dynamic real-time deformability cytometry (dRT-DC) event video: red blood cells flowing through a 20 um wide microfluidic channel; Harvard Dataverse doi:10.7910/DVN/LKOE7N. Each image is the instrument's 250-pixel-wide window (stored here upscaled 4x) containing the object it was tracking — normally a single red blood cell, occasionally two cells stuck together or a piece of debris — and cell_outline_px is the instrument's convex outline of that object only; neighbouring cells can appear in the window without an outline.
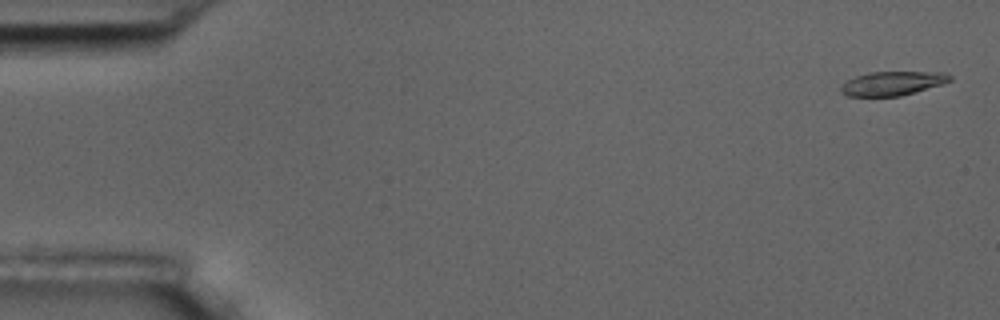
{"species": "common noctule bat (a hibernating species)", "species_latin": "Nyctalus noctula", "temperature_condition": "room temperature", "stored_images_in_passage": 4, "camera_frame_rate_fps": 3000, "um_per_image_px": 0.085, "animal": {"sex": "male", "body_mass_g": 17.5, "forearm_length_mm": 52.3}, "frame": {"image": 1, "passage_image": 1, "time_ms": 0.0, "image_size_px": [1000, 320], "cell_outline_px": [[952, 80], [944, 84], [916, 92], [900, 96], [848, 96], [840, 92], [840, 84], [856, 76], [868, 72], [944, 72], [952, 76]], "centroid_in_image_um": [75.87, 7.09], "position_along_channel_um": 9.1, "area_um2": 15.43}}
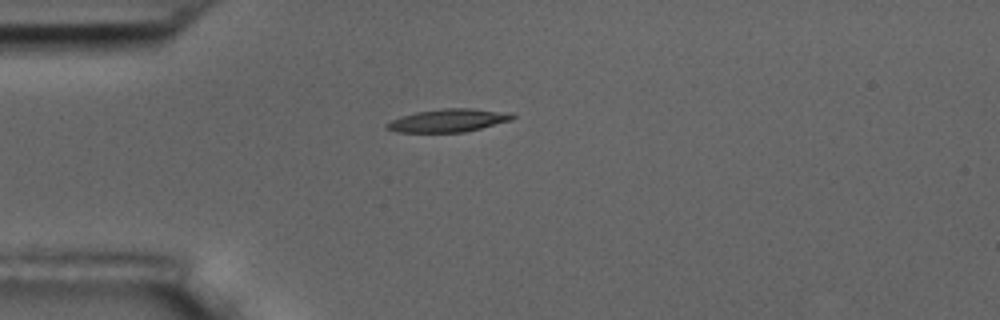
{"frame": {"image": 2, "passage_image": 4, "time_ms": 4.333, "image_size_px": [1000, 320], "cell_outline_px": [[516, 116], [512, 120], [464, 132], [396, 132], [384, 128], [384, 124], [400, 116], [416, 112], [444, 108], [472, 108], [512, 112]], "centroid_in_image_um": [38.11, 10.23], "position_along_channel_um": 46.9, "area_um2": 16.99}}